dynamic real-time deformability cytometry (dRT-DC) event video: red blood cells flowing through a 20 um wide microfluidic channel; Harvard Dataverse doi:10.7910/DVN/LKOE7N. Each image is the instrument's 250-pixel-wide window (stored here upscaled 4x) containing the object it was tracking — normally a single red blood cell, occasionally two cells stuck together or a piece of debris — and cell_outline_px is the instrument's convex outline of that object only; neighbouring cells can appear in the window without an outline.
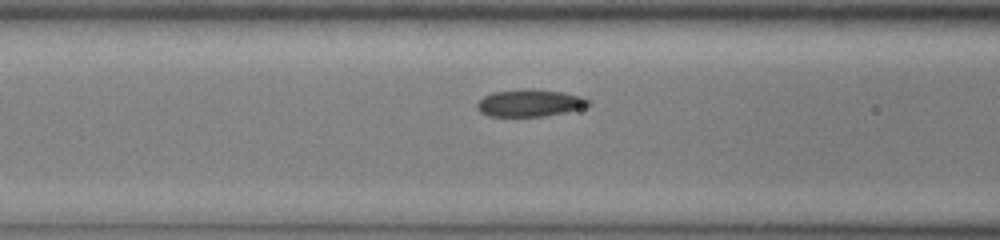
{"species": "common noctule bat (a hibernating species)", "species_latin": "Nyctalus noctula", "temperature_condition": "cold", "stored_images_in_passage": 13, "camera_frame_rate_fps": 3000, "um_per_image_px": 0.085, "animal": {"sex": "male", "body_mass_g": 13.0, "forearm_length_mm": 53.1}, "frame": {"image": 1, "passage_image": 11, "time_ms": 3.333, "image_size_px": [1000, 240], "cell_outline_px": [[592, 104], [580, 108], [564, 112], [544, 116], [488, 116], [480, 112], [476, 108], [476, 104], [484, 96], [492, 92], [524, 88], [564, 92], [580, 96], [592, 100]], "centroid_in_image_um": [45.02, 8.74], "position_along_channel_um": 121.6, "area_um2": 17.69}}